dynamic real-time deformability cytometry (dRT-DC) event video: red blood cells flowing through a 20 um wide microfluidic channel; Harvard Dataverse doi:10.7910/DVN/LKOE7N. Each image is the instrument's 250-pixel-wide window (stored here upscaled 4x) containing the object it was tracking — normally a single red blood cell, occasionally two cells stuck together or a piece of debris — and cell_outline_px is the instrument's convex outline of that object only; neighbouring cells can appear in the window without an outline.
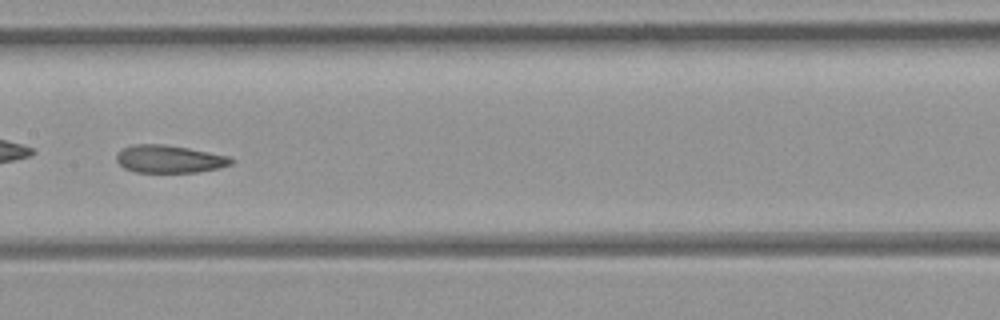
{"species": "common noctule bat (a hibernating species)", "species_latin": "Nyctalus noctula", "temperature_condition": "room temperature", "stored_images_in_passage": 31, "camera_frame_rate_fps": 3000, "um_per_image_px": 0.085, "animal": {"sex": "female", "body_mass_g": 21.9}, "frame": {"image": 1, "passage_image": 10, "time_ms": 3.0, "image_size_px": [1000, 320], "cell_outline_px": [[236, 160], [232, 164], [220, 168], [196, 172], [136, 172], [124, 168], [116, 160], [116, 156], [124, 148], [136, 144], [164, 144], [188, 148], [228, 156]], "centroid_in_image_um": [14.43, 13.52], "position_along_channel_um": 193.0, "area_um2": 18.38}}
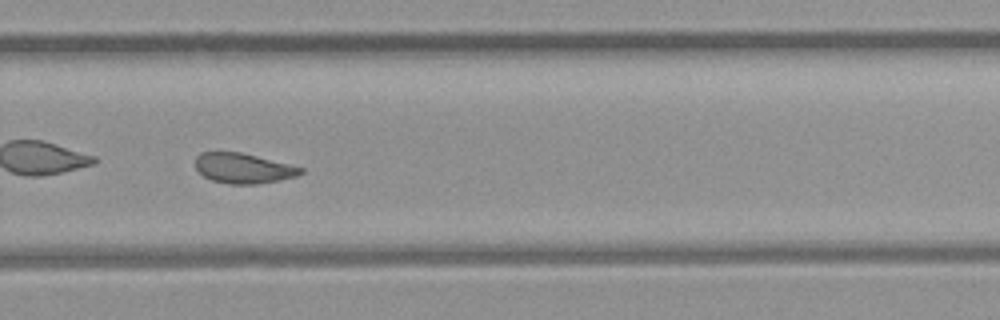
{"frame": {"image": 2, "passage_image": 18, "time_ms": 5.667, "image_size_px": [1000, 320], "cell_outline_px": [[304, 172], [296, 176], [280, 180], [256, 184], [228, 184], [212, 180], [204, 176], [196, 168], [196, 156], [200, 152], [240, 152], [304, 168]], "centroid_in_image_um": [20.67, 14.3], "position_along_channel_um": 309.1, "area_um2": 18.32}, "authors_computed_cell_mechanics": {"area_um2": 19.363, "velocity_mm_per_s": 4.3821, "shape_relaxation_time_tau1_ms": null, "shape_relaxation_time_tau2_ms": 2.57, "deformation_change_tau1": null, "deformation_change_tau2": 0.0887}}